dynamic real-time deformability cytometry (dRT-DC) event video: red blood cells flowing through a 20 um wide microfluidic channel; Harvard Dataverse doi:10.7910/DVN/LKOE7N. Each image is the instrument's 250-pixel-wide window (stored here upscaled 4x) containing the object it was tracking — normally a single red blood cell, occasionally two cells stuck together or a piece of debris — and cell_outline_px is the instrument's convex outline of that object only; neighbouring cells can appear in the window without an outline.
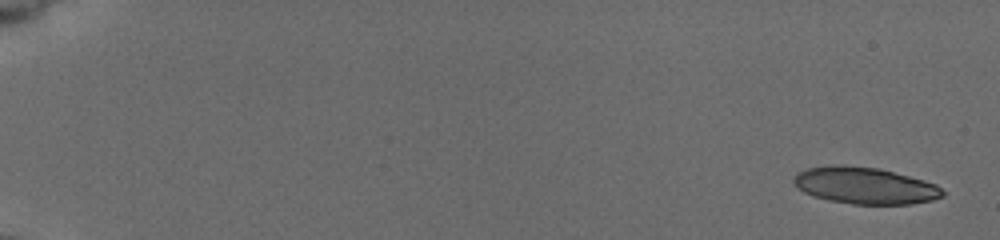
{"species": "common noctule bat (a hibernating species)", "species_latin": "Nyctalus noctula", "temperature_condition": "cold", "stored_images_in_passage": 20, "camera_frame_rate_fps": 3000, "um_per_image_px": 0.085, "animal": {"sex": "female", "body_mass_g": 19.5, "forearm_length_mm": 54.1}, "frame": {"image": 1, "passage_image": 1, "time_ms": 0.0, "image_size_px": [1000, 240], "cell_outline_px": [[944, 196], [932, 200], [912, 204], [852, 204], [828, 200], [812, 196], [804, 192], [792, 180], [796, 172], [808, 168], [832, 164], [844, 164], [880, 168], [924, 180], [936, 184], [944, 192]], "centroid_in_image_um": [73.5, 15.76], "position_along_channel_um": 11.5, "area_um2": 32.08}}
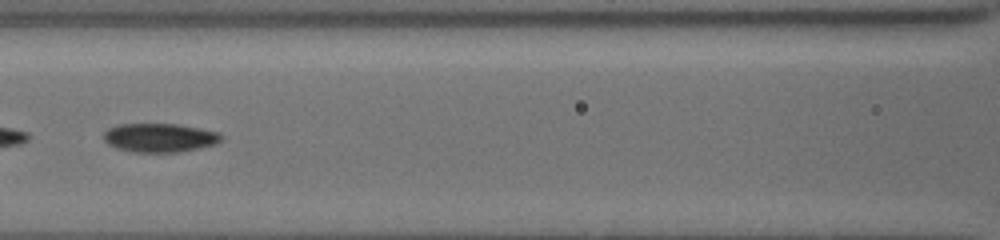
{"frame": {"image": 2, "passage_image": 18, "time_ms": 9.0, "image_size_px": [1000, 240], "cell_outline_px": [[224, 136], [220, 140], [212, 144], [200, 148], [176, 152], [132, 152], [116, 148], [108, 144], [104, 140], [104, 132], [108, 128], [116, 124], [180, 124], [220, 132]], "centroid_in_image_um": [13.55, 11.69], "position_along_channel_um": 153.0, "area_um2": 19.83}}